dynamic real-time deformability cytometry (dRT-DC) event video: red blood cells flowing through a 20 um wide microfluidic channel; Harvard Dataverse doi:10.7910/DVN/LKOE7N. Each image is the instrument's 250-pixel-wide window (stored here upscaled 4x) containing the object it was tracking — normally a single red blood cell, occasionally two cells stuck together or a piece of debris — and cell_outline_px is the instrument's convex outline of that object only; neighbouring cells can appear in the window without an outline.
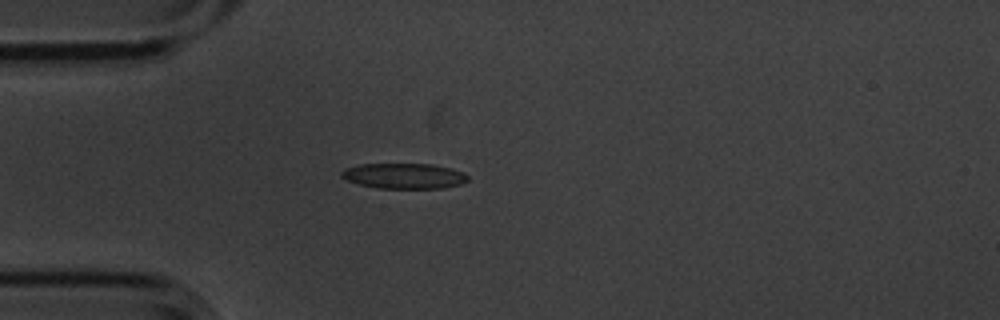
{"species": "common noctule bat (a hibernating species)", "species_latin": "Nyctalus noctula", "temperature_condition": "cold", "stored_images_in_passage": 5, "camera_frame_rate_fps": 3000, "um_per_image_px": 0.085, "animal": {"sex": "male", "body_mass_g": 20.1, "forearm_length_mm": 53.5}, "frame": {"image": 1, "passage_image": 5, "time_ms": 1.333, "image_size_px": [1000, 320], "cell_outline_px": [[468, 180], [460, 184], [440, 188], [380, 188], [360, 184], [348, 180], [340, 176], [340, 172], [344, 168], [360, 164], [432, 164], [464, 172], [468, 176]], "centroid_in_image_um": [34.32, 14.95], "position_along_channel_um": 50.7, "area_um2": 18.55}}